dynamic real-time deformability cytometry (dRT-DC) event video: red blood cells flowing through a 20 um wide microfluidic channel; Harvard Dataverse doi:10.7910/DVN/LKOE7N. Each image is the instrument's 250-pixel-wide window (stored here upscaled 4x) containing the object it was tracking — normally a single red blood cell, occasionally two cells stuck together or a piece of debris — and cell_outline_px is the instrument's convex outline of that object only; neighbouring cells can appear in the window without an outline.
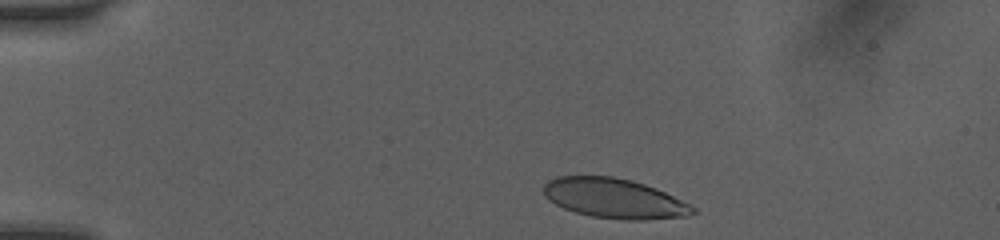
{"species": "human", "species_latin": "Homo sapiens", "temperature_condition": "room temperature", "stored_images_in_passage": 28, "camera_frame_rate_fps": 3000, "um_per_image_px": 0.085, "donor": {"sex": "female"}, "frame": {"image": 1, "passage_image": 1, "time_ms": 0.0, "image_size_px": [1000, 240], "cell_outline_px": [[696, 212], [688, 216], [644, 220], [620, 220], [592, 216], [576, 212], [564, 208], [556, 204], [544, 196], [544, 184], [548, 180], [556, 176], [612, 176], [632, 180], [656, 188], [696, 208]], "centroid_in_image_um": [52.2, 16.86], "position_along_channel_um": 32.8, "area_um2": 34.51}}
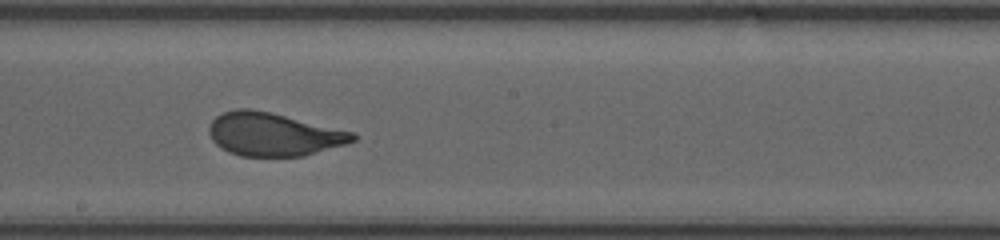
{"frame": {"image": 2, "passage_image": 16, "time_ms": 6.333, "image_size_px": [1000, 240], "cell_outline_px": [[356, 140], [344, 144], [304, 156], [240, 156], [228, 152], [220, 148], [212, 140], [208, 132], [208, 128], [212, 120], [216, 116], [224, 112], [236, 108], [248, 108], [268, 112], [356, 132]], "centroid_in_image_um": [23.22, 11.42], "position_along_channel_um": 225.0, "area_um2": 36.13}}
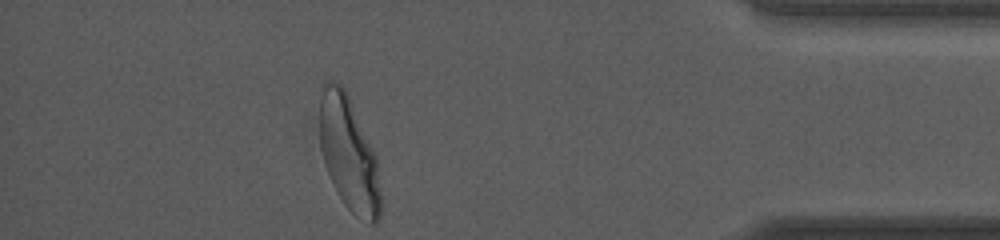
{"frame": {"image": 3, "passage_image": 28, "time_ms": 11.667, "image_size_px": [1000, 240], "cell_outline_px": [[380, 220], [376, 224], [368, 224], [356, 216], [344, 204], [328, 172], [320, 148], [320, 88], [324, 80], [328, 80], [340, 84], [348, 92], [376, 156], [380, 192]], "centroid_in_image_um": [29.65, 13.04], "position_along_channel_um": 405.6, "area_um2": 40.58}, "authors_computed_cell_mechanics": {"area_um2": 36.125, "velocity_mm_per_s": 4.0971, "shape_relaxation_time_tau1_ms": 3.1521, "shape_relaxation_time_tau2_ms": null, "deformation_change_tau1": 0.157, "deformation_change_tau2": null}}